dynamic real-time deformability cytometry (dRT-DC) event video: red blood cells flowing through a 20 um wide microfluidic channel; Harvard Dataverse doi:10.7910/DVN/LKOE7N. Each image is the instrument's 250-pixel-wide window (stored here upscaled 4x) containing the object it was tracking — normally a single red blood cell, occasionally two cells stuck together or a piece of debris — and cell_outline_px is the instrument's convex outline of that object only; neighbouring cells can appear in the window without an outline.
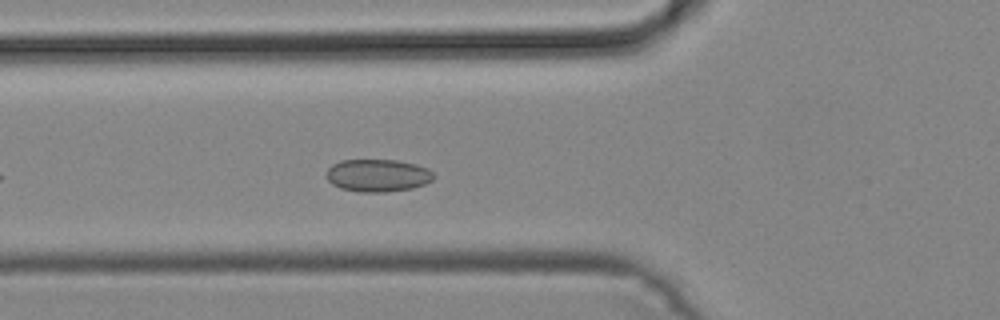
{"species": "common noctule bat (a hibernating species)", "species_latin": "Nyctalus noctula", "temperature_condition": "cold", "stored_images_in_passage": 28, "camera_frame_rate_fps": 3000, "um_per_image_px": 0.085, "animal": {"sex": "male", "body_mass_g": 19.2, "forearm_length_mm": 51.8}, "frame": {"image": 1, "passage_image": 3, "time_ms": 0.667, "image_size_px": [1000, 320], "cell_outline_px": [[436, 176], [432, 180], [424, 184], [412, 188], [384, 192], [360, 192], [340, 188], [332, 184], [328, 180], [328, 168], [332, 164], [340, 160], [396, 160], [416, 164], [428, 168]], "centroid_in_image_um": [32.12, 14.91], "position_along_channel_um": 93.7, "area_um2": 20.35}}
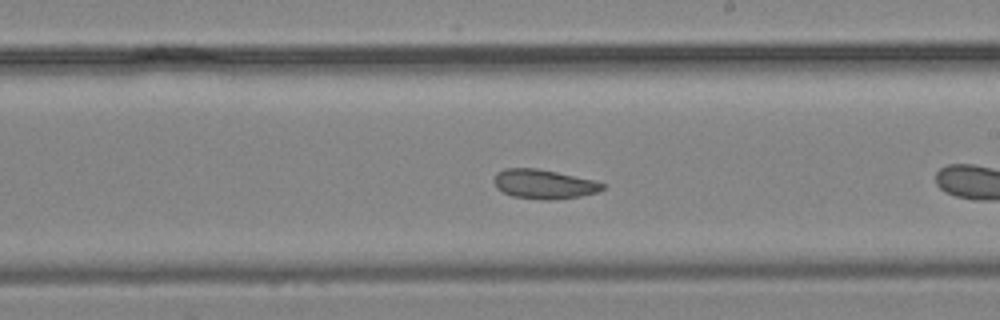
{"frame": {"image": 2, "passage_image": 11, "time_ms": 3.333, "image_size_px": [1000, 320], "cell_outline_px": [[604, 188], [596, 192], [580, 196], [548, 200], [544, 200], [512, 196], [496, 188], [492, 180], [496, 172], [504, 168], [536, 168], [596, 180], [604, 184]], "centroid_in_image_um": [46.18, 15.64], "position_along_channel_um": 242.8, "area_um2": 18.55}}
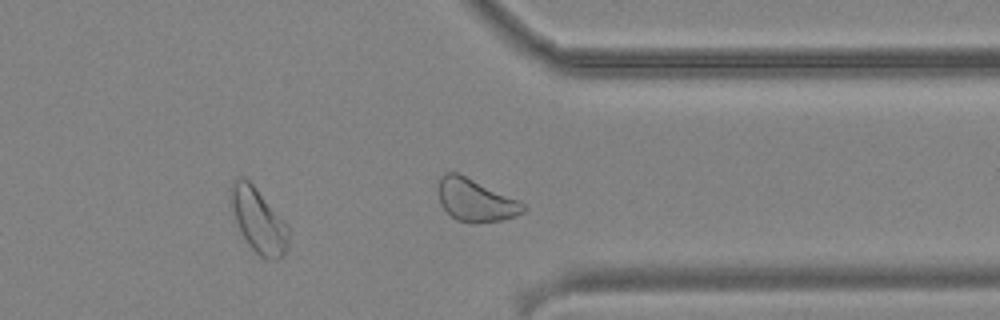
{"frame": {"image": 3, "passage_image": 23, "time_ms": 7.333, "image_size_px": [1000, 320], "cell_outline_px": [[288, 244], [284, 256], [276, 260], [264, 260], [248, 244], [228, 204], [228, 192], [232, 180], [240, 176], [244, 176], [256, 188], [288, 228]], "centroid_in_image_um": [21.9, 18.72], "position_along_channel_um": 389.5, "area_um2": 21.56}}